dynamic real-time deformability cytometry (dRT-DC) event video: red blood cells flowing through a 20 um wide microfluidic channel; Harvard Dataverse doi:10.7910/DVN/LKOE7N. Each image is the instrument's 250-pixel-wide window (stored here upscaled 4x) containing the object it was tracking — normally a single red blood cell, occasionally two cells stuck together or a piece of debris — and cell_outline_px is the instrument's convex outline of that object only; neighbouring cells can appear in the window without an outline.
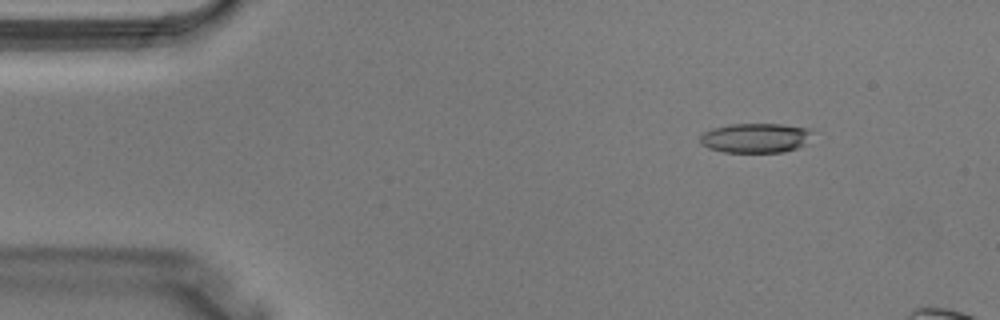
{"species": "Egyptian fruit bat (a non-hibernating species)", "species_latin": "Rousettus aegyptiacus", "temperature_condition": "warm", "stored_images_in_passage": 2, "camera_frame_rate_fps": 3000, "um_per_image_px": 0.085, "animal": {"sex": "male"}, "frame": {"image": 1, "passage_image": 2, "time_ms": 0.333, "image_size_px": [1000, 320], "cell_outline_px": [[812, 132], [804, 144], [796, 148], [784, 152], [724, 152], [708, 148], [700, 144], [700, 136], [704, 132], [712, 128], [732, 124], [780, 124], [812, 128]], "centroid_in_image_um": [64.2, 11.72], "position_along_channel_um": 20.8, "area_um2": 19.36}}